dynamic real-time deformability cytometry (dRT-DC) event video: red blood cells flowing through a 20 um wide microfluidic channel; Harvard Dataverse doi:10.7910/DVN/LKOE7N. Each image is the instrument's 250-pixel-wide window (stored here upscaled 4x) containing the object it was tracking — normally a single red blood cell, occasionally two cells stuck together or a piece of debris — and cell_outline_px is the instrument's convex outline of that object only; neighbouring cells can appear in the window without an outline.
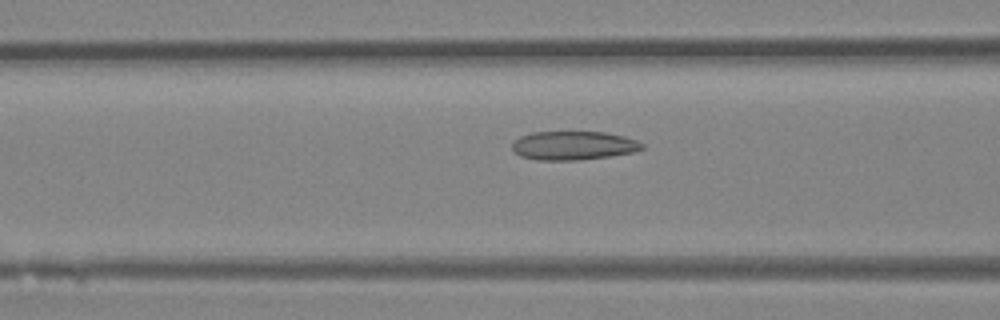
{"species": "Egyptian fruit bat (a non-hibernating species)", "species_latin": "Rousettus aegyptiacus", "temperature_condition": "room temperature", "stored_images_in_passage": 44, "camera_frame_rate_fps": 3000, "um_per_image_px": 0.085, "animal": {"sex": "female"}, "frame": {"image": 1, "passage_image": 16, "time_ms": 5.0, "image_size_px": [1000, 320], "cell_outline_px": [[644, 148], [636, 152], [580, 160], [536, 160], [520, 156], [512, 152], [512, 144], [520, 136], [532, 132], [604, 132], [624, 136], [636, 140], [644, 144]], "centroid_in_image_um": [48.73, 12.37], "position_along_channel_um": 117.9, "area_um2": 21.91}}
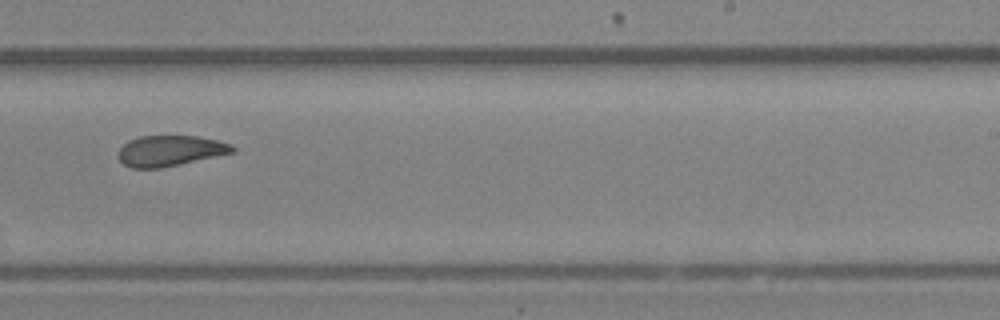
{"frame": {"image": 2, "passage_image": 27, "time_ms": 8.667, "image_size_px": [1000, 320], "cell_outline_px": [[236, 152], [160, 168], [132, 168], [124, 164], [120, 160], [120, 148], [128, 140], [140, 136], [196, 136], [216, 140], [232, 144], [236, 148]], "centroid_in_image_um": [14.49, 12.81], "position_along_channel_um": 274.5, "area_um2": 20.23}}
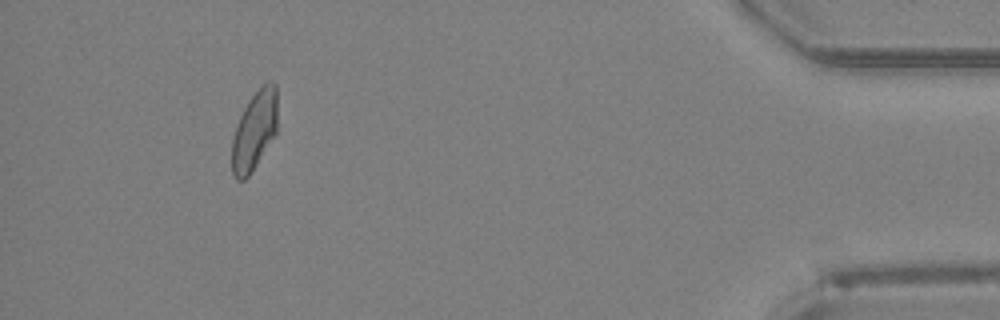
{"frame": {"image": 3, "passage_image": 41, "time_ms": 13.333, "image_size_px": [1000, 320], "cell_outline_px": [[276, 132], [248, 176], [244, 180], [236, 180], [232, 172], [232, 136], [236, 124], [248, 100], [268, 80], [272, 80], [276, 84]], "centroid_in_image_um": [21.6, 11.08], "position_along_channel_um": 413.6, "area_um2": 20.63}, "authors_computed_cell_mechanics": {"area_um2": 21.4438, "velocity_mm_per_s": 4.3106, "shape_relaxation_time_tau1_ms": null, "shape_relaxation_time_tau2_ms": 2.2643, "deformation_change_tau1": null, "deformation_change_tau2": 0.0902}}